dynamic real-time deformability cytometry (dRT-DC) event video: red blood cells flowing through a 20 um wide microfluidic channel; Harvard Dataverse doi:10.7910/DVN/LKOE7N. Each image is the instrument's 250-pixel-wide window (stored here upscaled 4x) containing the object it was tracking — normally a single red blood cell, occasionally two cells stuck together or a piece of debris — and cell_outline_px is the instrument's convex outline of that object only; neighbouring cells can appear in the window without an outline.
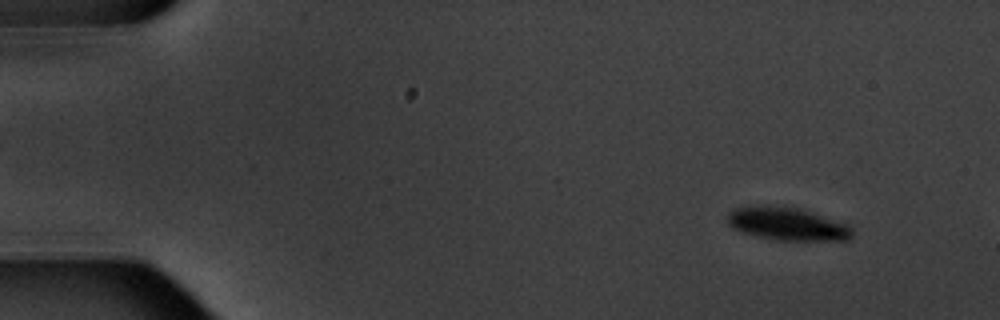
{"species": "common noctule bat (a hibernating species)", "species_latin": "Nyctalus noctula", "temperature_condition": "warm", "stored_images_in_passage": 5, "camera_frame_rate_fps": 3000, "um_per_image_px": 0.085, "animal": {"sex": "male", "body_mass_g": 20.1, "forearm_length_mm": 53.5}, "frame": {"image": 1, "passage_image": 2, "time_ms": 1.0, "image_size_px": [1000, 320], "cell_outline_px": [[852, 236], [848, 240], [776, 240], [744, 232], [732, 228], [728, 224], [724, 216], [732, 208], [800, 208], [848, 224], [852, 228]], "centroid_in_image_um": [66.94, 19.06], "position_along_channel_um": 18.1, "area_um2": 23.24}}